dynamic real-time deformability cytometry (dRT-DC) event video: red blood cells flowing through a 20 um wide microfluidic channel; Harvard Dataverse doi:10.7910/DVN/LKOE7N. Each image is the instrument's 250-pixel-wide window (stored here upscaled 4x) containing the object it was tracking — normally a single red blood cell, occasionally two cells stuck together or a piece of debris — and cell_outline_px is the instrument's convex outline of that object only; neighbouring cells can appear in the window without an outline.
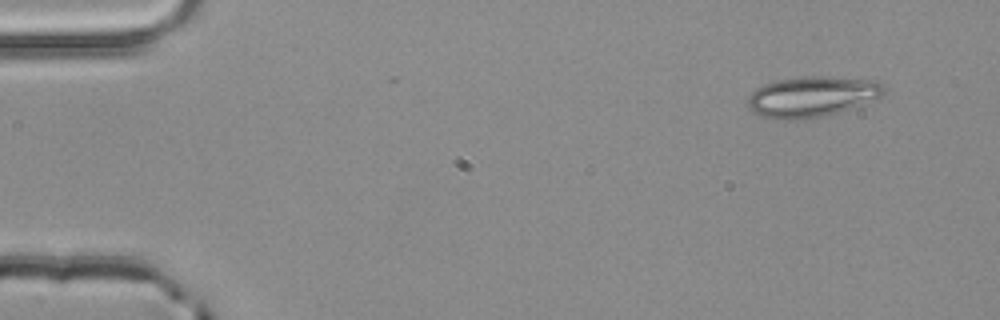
{"species": "common noctule bat (a hibernating species)", "species_latin": "Nyctalus noctula", "temperature_condition": "room temperature", "stored_images_in_passage": 3, "camera_frame_rate_fps": 3000, "um_per_image_px": 0.085, "animal": {"sex": "male", "body_mass_g": 20.4}, "frame": {"image": 1, "passage_image": 1, "time_ms": 0.0, "image_size_px": [1000, 320], "cell_outline_px": [[884, 92], [880, 96], [848, 108], [824, 116], [800, 120], [776, 120], [752, 112], [748, 108], [748, 96], [756, 88], [764, 84], [776, 80], [804, 76], [828, 76], [876, 80], [884, 88]], "centroid_in_image_um": [68.93, 8.21], "position_along_channel_um": 16.1, "area_um2": 32.02}}